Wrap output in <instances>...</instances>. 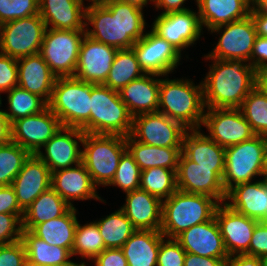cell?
<instances>
[{"label":"cell","instance_id":"obj_1","mask_svg":"<svg viewBox=\"0 0 267 266\" xmlns=\"http://www.w3.org/2000/svg\"><path fill=\"white\" fill-rule=\"evenodd\" d=\"M143 10L134 5L111 0L86 6L85 33L91 39L115 47L130 49L146 33ZM94 27H88L89 25ZM91 28V30H89Z\"/></svg>","mask_w":267,"mask_h":266},{"label":"cell","instance_id":"obj_2","mask_svg":"<svg viewBox=\"0 0 267 266\" xmlns=\"http://www.w3.org/2000/svg\"><path fill=\"white\" fill-rule=\"evenodd\" d=\"M202 80L206 108H239L256 86V70L246 60L212 59Z\"/></svg>","mask_w":267,"mask_h":266},{"label":"cell","instance_id":"obj_3","mask_svg":"<svg viewBox=\"0 0 267 266\" xmlns=\"http://www.w3.org/2000/svg\"><path fill=\"white\" fill-rule=\"evenodd\" d=\"M205 108L202 81L160 78L158 112L191 130L201 129Z\"/></svg>","mask_w":267,"mask_h":266},{"label":"cell","instance_id":"obj_4","mask_svg":"<svg viewBox=\"0 0 267 266\" xmlns=\"http://www.w3.org/2000/svg\"><path fill=\"white\" fill-rule=\"evenodd\" d=\"M220 203L213 197L176 190L162 201V225L165 238H176L197 224L211 220Z\"/></svg>","mask_w":267,"mask_h":266},{"label":"cell","instance_id":"obj_5","mask_svg":"<svg viewBox=\"0 0 267 266\" xmlns=\"http://www.w3.org/2000/svg\"><path fill=\"white\" fill-rule=\"evenodd\" d=\"M48 107L62 126L90 133L91 83L75 77H57Z\"/></svg>","mask_w":267,"mask_h":266},{"label":"cell","instance_id":"obj_6","mask_svg":"<svg viewBox=\"0 0 267 266\" xmlns=\"http://www.w3.org/2000/svg\"><path fill=\"white\" fill-rule=\"evenodd\" d=\"M81 162L93 183L107 186L113 179L121 156L127 150L126 137L121 135L85 133Z\"/></svg>","mask_w":267,"mask_h":266},{"label":"cell","instance_id":"obj_7","mask_svg":"<svg viewBox=\"0 0 267 266\" xmlns=\"http://www.w3.org/2000/svg\"><path fill=\"white\" fill-rule=\"evenodd\" d=\"M133 116L122 102L119 92L91 83L90 133L121 135L131 134Z\"/></svg>","mask_w":267,"mask_h":266},{"label":"cell","instance_id":"obj_8","mask_svg":"<svg viewBox=\"0 0 267 266\" xmlns=\"http://www.w3.org/2000/svg\"><path fill=\"white\" fill-rule=\"evenodd\" d=\"M266 146L267 137L255 135L249 140L225 148V170L222 180L226 193L238 184L252 182L256 176H262Z\"/></svg>","mask_w":267,"mask_h":266},{"label":"cell","instance_id":"obj_9","mask_svg":"<svg viewBox=\"0 0 267 266\" xmlns=\"http://www.w3.org/2000/svg\"><path fill=\"white\" fill-rule=\"evenodd\" d=\"M85 30L46 28L40 54L56 77H74Z\"/></svg>","mask_w":267,"mask_h":266},{"label":"cell","instance_id":"obj_10","mask_svg":"<svg viewBox=\"0 0 267 266\" xmlns=\"http://www.w3.org/2000/svg\"><path fill=\"white\" fill-rule=\"evenodd\" d=\"M46 25L40 14L0 25V52L13 58L40 53Z\"/></svg>","mask_w":267,"mask_h":266},{"label":"cell","instance_id":"obj_11","mask_svg":"<svg viewBox=\"0 0 267 266\" xmlns=\"http://www.w3.org/2000/svg\"><path fill=\"white\" fill-rule=\"evenodd\" d=\"M209 31L211 33H219L220 37L212 51L206 54V56L204 55L206 60L237 59L246 60L249 63L257 36L255 25L250 15L244 19L215 27Z\"/></svg>","mask_w":267,"mask_h":266},{"label":"cell","instance_id":"obj_12","mask_svg":"<svg viewBox=\"0 0 267 266\" xmlns=\"http://www.w3.org/2000/svg\"><path fill=\"white\" fill-rule=\"evenodd\" d=\"M188 129L160 112L133 117L131 136L138 142L157 147L182 148Z\"/></svg>","mask_w":267,"mask_h":266},{"label":"cell","instance_id":"obj_13","mask_svg":"<svg viewBox=\"0 0 267 266\" xmlns=\"http://www.w3.org/2000/svg\"><path fill=\"white\" fill-rule=\"evenodd\" d=\"M206 109L202 125L208 130V136L221 147L227 148L255 136L239 108Z\"/></svg>","mask_w":267,"mask_h":266},{"label":"cell","instance_id":"obj_14","mask_svg":"<svg viewBox=\"0 0 267 266\" xmlns=\"http://www.w3.org/2000/svg\"><path fill=\"white\" fill-rule=\"evenodd\" d=\"M224 171H213V167H202L189 160L183 153L176 171L177 190L213 197L225 203L227 193L223 187Z\"/></svg>","mask_w":267,"mask_h":266},{"label":"cell","instance_id":"obj_15","mask_svg":"<svg viewBox=\"0 0 267 266\" xmlns=\"http://www.w3.org/2000/svg\"><path fill=\"white\" fill-rule=\"evenodd\" d=\"M150 30L132 48L145 74L168 76L179 65L182 53Z\"/></svg>","mask_w":267,"mask_h":266},{"label":"cell","instance_id":"obj_16","mask_svg":"<svg viewBox=\"0 0 267 266\" xmlns=\"http://www.w3.org/2000/svg\"><path fill=\"white\" fill-rule=\"evenodd\" d=\"M151 29L170 43L180 53L183 49L196 44L202 35L199 14L193 10L159 14Z\"/></svg>","mask_w":267,"mask_h":266},{"label":"cell","instance_id":"obj_17","mask_svg":"<svg viewBox=\"0 0 267 266\" xmlns=\"http://www.w3.org/2000/svg\"><path fill=\"white\" fill-rule=\"evenodd\" d=\"M61 126L59 118L47 107L40 113L13 121L12 141L36 155Z\"/></svg>","mask_w":267,"mask_h":266},{"label":"cell","instance_id":"obj_18","mask_svg":"<svg viewBox=\"0 0 267 266\" xmlns=\"http://www.w3.org/2000/svg\"><path fill=\"white\" fill-rule=\"evenodd\" d=\"M118 49L84 36L74 77L95 85L104 84Z\"/></svg>","mask_w":267,"mask_h":266},{"label":"cell","instance_id":"obj_19","mask_svg":"<svg viewBox=\"0 0 267 266\" xmlns=\"http://www.w3.org/2000/svg\"><path fill=\"white\" fill-rule=\"evenodd\" d=\"M84 135L80 128L61 126L43 146L45 153L39 151L36 155L47 165L51 173L75 166L81 163L82 150L79 142L82 143Z\"/></svg>","mask_w":267,"mask_h":266},{"label":"cell","instance_id":"obj_20","mask_svg":"<svg viewBox=\"0 0 267 266\" xmlns=\"http://www.w3.org/2000/svg\"><path fill=\"white\" fill-rule=\"evenodd\" d=\"M214 216L228 255H249L251 237L259 221L232 210L225 203L217 206Z\"/></svg>","mask_w":267,"mask_h":266},{"label":"cell","instance_id":"obj_21","mask_svg":"<svg viewBox=\"0 0 267 266\" xmlns=\"http://www.w3.org/2000/svg\"><path fill=\"white\" fill-rule=\"evenodd\" d=\"M51 171L37 156L31 154L14 178L13 187L19 207L25 211L41 193L51 188Z\"/></svg>","mask_w":267,"mask_h":266},{"label":"cell","instance_id":"obj_22","mask_svg":"<svg viewBox=\"0 0 267 266\" xmlns=\"http://www.w3.org/2000/svg\"><path fill=\"white\" fill-rule=\"evenodd\" d=\"M96 187L82 162L51 174V188L71 207H74L72 201L75 200L96 199L106 203L97 193Z\"/></svg>","mask_w":267,"mask_h":266},{"label":"cell","instance_id":"obj_23","mask_svg":"<svg viewBox=\"0 0 267 266\" xmlns=\"http://www.w3.org/2000/svg\"><path fill=\"white\" fill-rule=\"evenodd\" d=\"M175 239L187 253L220 258L224 262L229 258L215 216L209 221L190 227Z\"/></svg>","mask_w":267,"mask_h":266},{"label":"cell","instance_id":"obj_24","mask_svg":"<svg viewBox=\"0 0 267 266\" xmlns=\"http://www.w3.org/2000/svg\"><path fill=\"white\" fill-rule=\"evenodd\" d=\"M120 209L137 230L160 231L162 201L147 191L137 189L126 193L125 204Z\"/></svg>","mask_w":267,"mask_h":266},{"label":"cell","instance_id":"obj_25","mask_svg":"<svg viewBox=\"0 0 267 266\" xmlns=\"http://www.w3.org/2000/svg\"><path fill=\"white\" fill-rule=\"evenodd\" d=\"M226 200V205L242 215L259 222L267 219V187L262 179L234 186L227 192Z\"/></svg>","mask_w":267,"mask_h":266},{"label":"cell","instance_id":"obj_26","mask_svg":"<svg viewBox=\"0 0 267 266\" xmlns=\"http://www.w3.org/2000/svg\"><path fill=\"white\" fill-rule=\"evenodd\" d=\"M85 10L84 0H39L46 28L85 30Z\"/></svg>","mask_w":267,"mask_h":266},{"label":"cell","instance_id":"obj_27","mask_svg":"<svg viewBox=\"0 0 267 266\" xmlns=\"http://www.w3.org/2000/svg\"><path fill=\"white\" fill-rule=\"evenodd\" d=\"M18 63V86L43 98L51 100L56 76L40 53L21 57Z\"/></svg>","mask_w":267,"mask_h":266},{"label":"cell","instance_id":"obj_28","mask_svg":"<svg viewBox=\"0 0 267 266\" xmlns=\"http://www.w3.org/2000/svg\"><path fill=\"white\" fill-rule=\"evenodd\" d=\"M156 77V78H155ZM160 77L156 74H144L124 86L119 95L134 117L139 114L158 112Z\"/></svg>","mask_w":267,"mask_h":266},{"label":"cell","instance_id":"obj_29","mask_svg":"<svg viewBox=\"0 0 267 266\" xmlns=\"http://www.w3.org/2000/svg\"><path fill=\"white\" fill-rule=\"evenodd\" d=\"M253 0H196L199 19L209 30L250 15Z\"/></svg>","mask_w":267,"mask_h":266},{"label":"cell","instance_id":"obj_30","mask_svg":"<svg viewBox=\"0 0 267 266\" xmlns=\"http://www.w3.org/2000/svg\"><path fill=\"white\" fill-rule=\"evenodd\" d=\"M201 129L187 130L182 144V153L202 167H213V171L225 170V148L214 142Z\"/></svg>","mask_w":267,"mask_h":266},{"label":"cell","instance_id":"obj_31","mask_svg":"<svg viewBox=\"0 0 267 266\" xmlns=\"http://www.w3.org/2000/svg\"><path fill=\"white\" fill-rule=\"evenodd\" d=\"M164 235L160 231L136 230L121 247L128 266H157Z\"/></svg>","mask_w":267,"mask_h":266},{"label":"cell","instance_id":"obj_32","mask_svg":"<svg viewBox=\"0 0 267 266\" xmlns=\"http://www.w3.org/2000/svg\"><path fill=\"white\" fill-rule=\"evenodd\" d=\"M126 147L140 170L161 167L177 171L182 148L157 147L136 141L131 135L126 137Z\"/></svg>","mask_w":267,"mask_h":266},{"label":"cell","instance_id":"obj_33","mask_svg":"<svg viewBox=\"0 0 267 266\" xmlns=\"http://www.w3.org/2000/svg\"><path fill=\"white\" fill-rule=\"evenodd\" d=\"M77 210L71 207L64 215L36 225L31 232L50 245L64 247L72 252Z\"/></svg>","mask_w":267,"mask_h":266},{"label":"cell","instance_id":"obj_34","mask_svg":"<svg viewBox=\"0 0 267 266\" xmlns=\"http://www.w3.org/2000/svg\"><path fill=\"white\" fill-rule=\"evenodd\" d=\"M21 240L25 246L26 258L42 266H73L76 262L69 258L72 252L64 247L50 245L30 230L22 229Z\"/></svg>","mask_w":267,"mask_h":266},{"label":"cell","instance_id":"obj_35","mask_svg":"<svg viewBox=\"0 0 267 266\" xmlns=\"http://www.w3.org/2000/svg\"><path fill=\"white\" fill-rule=\"evenodd\" d=\"M71 206L52 188L40 194L24 211L22 229L32 230L36 225L64 215Z\"/></svg>","mask_w":267,"mask_h":266},{"label":"cell","instance_id":"obj_36","mask_svg":"<svg viewBox=\"0 0 267 266\" xmlns=\"http://www.w3.org/2000/svg\"><path fill=\"white\" fill-rule=\"evenodd\" d=\"M144 74L133 48L120 49L114 57L109 75L103 85L119 92L132 80H136Z\"/></svg>","mask_w":267,"mask_h":266},{"label":"cell","instance_id":"obj_37","mask_svg":"<svg viewBox=\"0 0 267 266\" xmlns=\"http://www.w3.org/2000/svg\"><path fill=\"white\" fill-rule=\"evenodd\" d=\"M94 222L99 228L105 249L121 248L137 230L121 209Z\"/></svg>","mask_w":267,"mask_h":266},{"label":"cell","instance_id":"obj_38","mask_svg":"<svg viewBox=\"0 0 267 266\" xmlns=\"http://www.w3.org/2000/svg\"><path fill=\"white\" fill-rule=\"evenodd\" d=\"M6 93H8L9 108L7 110L9 112L6 110L4 112L11 123L26 116L40 113L48 107V103L43 98L19 86Z\"/></svg>","mask_w":267,"mask_h":266},{"label":"cell","instance_id":"obj_39","mask_svg":"<svg viewBox=\"0 0 267 266\" xmlns=\"http://www.w3.org/2000/svg\"><path fill=\"white\" fill-rule=\"evenodd\" d=\"M139 189L159 198H169L176 190V172L161 167H151L141 171Z\"/></svg>","mask_w":267,"mask_h":266},{"label":"cell","instance_id":"obj_40","mask_svg":"<svg viewBox=\"0 0 267 266\" xmlns=\"http://www.w3.org/2000/svg\"><path fill=\"white\" fill-rule=\"evenodd\" d=\"M239 109L255 135L267 137V95L255 86Z\"/></svg>","mask_w":267,"mask_h":266},{"label":"cell","instance_id":"obj_41","mask_svg":"<svg viewBox=\"0 0 267 266\" xmlns=\"http://www.w3.org/2000/svg\"><path fill=\"white\" fill-rule=\"evenodd\" d=\"M103 250H105V244L97 224L93 221L82 226L78 221L75 229L72 257L79 255L82 259L93 260Z\"/></svg>","mask_w":267,"mask_h":266},{"label":"cell","instance_id":"obj_42","mask_svg":"<svg viewBox=\"0 0 267 266\" xmlns=\"http://www.w3.org/2000/svg\"><path fill=\"white\" fill-rule=\"evenodd\" d=\"M31 154L10 141L0 145V186H9Z\"/></svg>","mask_w":267,"mask_h":266},{"label":"cell","instance_id":"obj_43","mask_svg":"<svg viewBox=\"0 0 267 266\" xmlns=\"http://www.w3.org/2000/svg\"><path fill=\"white\" fill-rule=\"evenodd\" d=\"M141 170L133 156L126 150L120 158L118 168L112 181L107 186H117L124 193L132 192L140 187Z\"/></svg>","mask_w":267,"mask_h":266},{"label":"cell","instance_id":"obj_44","mask_svg":"<svg viewBox=\"0 0 267 266\" xmlns=\"http://www.w3.org/2000/svg\"><path fill=\"white\" fill-rule=\"evenodd\" d=\"M39 14V0H0V25Z\"/></svg>","mask_w":267,"mask_h":266},{"label":"cell","instance_id":"obj_45","mask_svg":"<svg viewBox=\"0 0 267 266\" xmlns=\"http://www.w3.org/2000/svg\"><path fill=\"white\" fill-rule=\"evenodd\" d=\"M165 239L160 243L157 266H184L186 251L175 238Z\"/></svg>","mask_w":267,"mask_h":266},{"label":"cell","instance_id":"obj_46","mask_svg":"<svg viewBox=\"0 0 267 266\" xmlns=\"http://www.w3.org/2000/svg\"><path fill=\"white\" fill-rule=\"evenodd\" d=\"M22 217L23 214L0 213V245L21 239Z\"/></svg>","mask_w":267,"mask_h":266},{"label":"cell","instance_id":"obj_47","mask_svg":"<svg viewBox=\"0 0 267 266\" xmlns=\"http://www.w3.org/2000/svg\"><path fill=\"white\" fill-rule=\"evenodd\" d=\"M18 86L17 59L0 52V93Z\"/></svg>","mask_w":267,"mask_h":266},{"label":"cell","instance_id":"obj_48","mask_svg":"<svg viewBox=\"0 0 267 266\" xmlns=\"http://www.w3.org/2000/svg\"><path fill=\"white\" fill-rule=\"evenodd\" d=\"M26 250L22 240L0 245V266H24Z\"/></svg>","mask_w":267,"mask_h":266},{"label":"cell","instance_id":"obj_49","mask_svg":"<svg viewBox=\"0 0 267 266\" xmlns=\"http://www.w3.org/2000/svg\"><path fill=\"white\" fill-rule=\"evenodd\" d=\"M267 255V223L258 222L249 245V256L262 258Z\"/></svg>","mask_w":267,"mask_h":266},{"label":"cell","instance_id":"obj_50","mask_svg":"<svg viewBox=\"0 0 267 266\" xmlns=\"http://www.w3.org/2000/svg\"><path fill=\"white\" fill-rule=\"evenodd\" d=\"M92 261L95 266H128L121 248H106Z\"/></svg>","mask_w":267,"mask_h":266},{"label":"cell","instance_id":"obj_51","mask_svg":"<svg viewBox=\"0 0 267 266\" xmlns=\"http://www.w3.org/2000/svg\"><path fill=\"white\" fill-rule=\"evenodd\" d=\"M0 213H24V211L19 207L15 191L11 185L0 186Z\"/></svg>","mask_w":267,"mask_h":266},{"label":"cell","instance_id":"obj_52","mask_svg":"<svg viewBox=\"0 0 267 266\" xmlns=\"http://www.w3.org/2000/svg\"><path fill=\"white\" fill-rule=\"evenodd\" d=\"M249 64L256 71L267 68V38L256 36Z\"/></svg>","mask_w":267,"mask_h":266},{"label":"cell","instance_id":"obj_53","mask_svg":"<svg viewBox=\"0 0 267 266\" xmlns=\"http://www.w3.org/2000/svg\"><path fill=\"white\" fill-rule=\"evenodd\" d=\"M224 263L220 258L199 256L187 252L184 260V266H224Z\"/></svg>","mask_w":267,"mask_h":266},{"label":"cell","instance_id":"obj_54","mask_svg":"<svg viewBox=\"0 0 267 266\" xmlns=\"http://www.w3.org/2000/svg\"><path fill=\"white\" fill-rule=\"evenodd\" d=\"M250 16L255 25L256 34L267 38V12L259 10L254 4Z\"/></svg>","mask_w":267,"mask_h":266},{"label":"cell","instance_id":"obj_55","mask_svg":"<svg viewBox=\"0 0 267 266\" xmlns=\"http://www.w3.org/2000/svg\"><path fill=\"white\" fill-rule=\"evenodd\" d=\"M224 266H262V260L255 256L236 254L229 256Z\"/></svg>","mask_w":267,"mask_h":266},{"label":"cell","instance_id":"obj_56","mask_svg":"<svg viewBox=\"0 0 267 266\" xmlns=\"http://www.w3.org/2000/svg\"><path fill=\"white\" fill-rule=\"evenodd\" d=\"M187 0H153L154 6L157 9H162L161 14H167L171 12H182L189 10V8L184 7V3Z\"/></svg>","mask_w":267,"mask_h":266},{"label":"cell","instance_id":"obj_57","mask_svg":"<svg viewBox=\"0 0 267 266\" xmlns=\"http://www.w3.org/2000/svg\"><path fill=\"white\" fill-rule=\"evenodd\" d=\"M12 141L11 122L5 115L4 110L0 109V145Z\"/></svg>","mask_w":267,"mask_h":266},{"label":"cell","instance_id":"obj_58","mask_svg":"<svg viewBox=\"0 0 267 266\" xmlns=\"http://www.w3.org/2000/svg\"><path fill=\"white\" fill-rule=\"evenodd\" d=\"M256 87L267 95V68L256 71Z\"/></svg>","mask_w":267,"mask_h":266},{"label":"cell","instance_id":"obj_59","mask_svg":"<svg viewBox=\"0 0 267 266\" xmlns=\"http://www.w3.org/2000/svg\"><path fill=\"white\" fill-rule=\"evenodd\" d=\"M123 3L134 5L143 10L144 6L148 4L149 1L153 2V0H118Z\"/></svg>","mask_w":267,"mask_h":266},{"label":"cell","instance_id":"obj_60","mask_svg":"<svg viewBox=\"0 0 267 266\" xmlns=\"http://www.w3.org/2000/svg\"><path fill=\"white\" fill-rule=\"evenodd\" d=\"M253 3L259 10L267 12V0H253Z\"/></svg>","mask_w":267,"mask_h":266},{"label":"cell","instance_id":"obj_61","mask_svg":"<svg viewBox=\"0 0 267 266\" xmlns=\"http://www.w3.org/2000/svg\"><path fill=\"white\" fill-rule=\"evenodd\" d=\"M262 176H264V178H267V146L265 148L264 155H263Z\"/></svg>","mask_w":267,"mask_h":266},{"label":"cell","instance_id":"obj_62","mask_svg":"<svg viewBox=\"0 0 267 266\" xmlns=\"http://www.w3.org/2000/svg\"><path fill=\"white\" fill-rule=\"evenodd\" d=\"M109 1H111V0H89V2H91V5L105 4V3L109 2Z\"/></svg>","mask_w":267,"mask_h":266},{"label":"cell","instance_id":"obj_63","mask_svg":"<svg viewBox=\"0 0 267 266\" xmlns=\"http://www.w3.org/2000/svg\"><path fill=\"white\" fill-rule=\"evenodd\" d=\"M24 266H42V265L34 264V263L30 262L29 260H26L24 263Z\"/></svg>","mask_w":267,"mask_h":266},{"label":"cell","instance_id":"obj_64","mask_svg":"<svg viewBox=\"0 0 267 266\" xmlns=\"http://www.w3.org/2000/svg\"><path fill=\"white\" fill-rule=\"evenodd\" d=\"M262 266H267V255L261 258Z\"/></svg>","mask_w":267,"mask_h":266},{"label":"cell","instance_id":"obj_65","mask_svg":"<svg viewBox=\"0 0 267 266\" xmlns=\"http://www.w3.org/2000/svg\"><path fill=\"white\" fill-rule=\"evenodd\" d=\"M88 264H85V262L75 263L73 266H86Z\"/></svg>","mask_w":267,"mask_h":266},{"label":"cell","instance_id":"obj_66","mask_svg":"<svg viewBox=\"0 0 267 266\" xmlns=\"http://www.w3.org/2000/svg\"><path fill=\"white\" fill-rule=\"evenodd\" d=\"M265 184H266V187H267V178H263Z\"/></svg>","mask_w":267,"mask_h":266},{"label":"cell","instance_id":"obj_67","mask_svg":"<svg viewBox=\"0 0 267 266\" xmlns=\"http://www.w3.org/2000/svg\"><path fill=\"white\" fill-rule=\"evenodd\" d=\"M2 99H1V94H0V107L2 106Z\"/></svg>","mask_w":267,"mask_h":266}]
</instances>
